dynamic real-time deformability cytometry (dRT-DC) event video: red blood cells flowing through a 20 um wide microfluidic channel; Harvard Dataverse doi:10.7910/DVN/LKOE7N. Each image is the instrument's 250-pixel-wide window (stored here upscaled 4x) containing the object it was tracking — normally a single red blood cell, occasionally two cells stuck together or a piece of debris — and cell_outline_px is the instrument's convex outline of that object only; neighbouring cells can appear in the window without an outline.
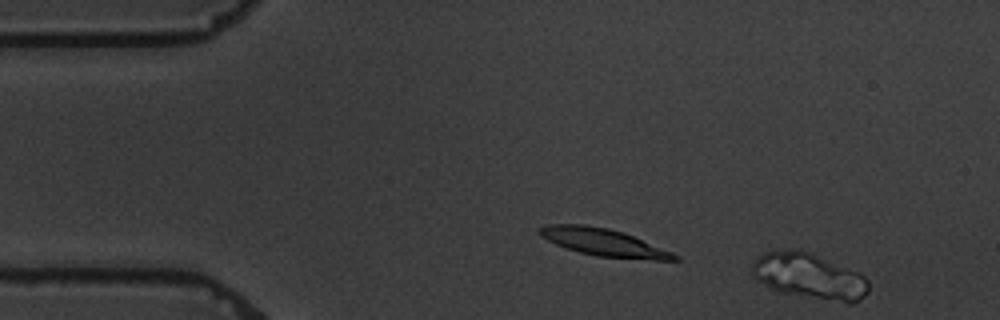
{"species": "common noctule bat (a hibernating species)", "species_latin": "Nyctalus noctula", "temperature_condition": "warm", "stored_images_in_passage": 2, "camera_frame_rate_fps": 3000, "um_per_image_px": 0.085, "animal": {"sex": "male", "body_mass_g": 19.5, "forearm_length_mm": 54.6}, "frame": {"image": 1, "passage_image": 2, "time_ms": 1.0, "image_size_px": [1000, 320], "cell_outline_px": [[868, 292], [860, 300], [852, 304], [848, 304], [780, 292], [764, 284], [752, 276], [752, 264], [764, 252], [776, 248], [800, 248], [812, 252], [860, 272], [868, 280]], "centroid_in_image_um": [68.81, 23.44], "position_along_channel_um": 16.2, "area_um2": 31.79}}